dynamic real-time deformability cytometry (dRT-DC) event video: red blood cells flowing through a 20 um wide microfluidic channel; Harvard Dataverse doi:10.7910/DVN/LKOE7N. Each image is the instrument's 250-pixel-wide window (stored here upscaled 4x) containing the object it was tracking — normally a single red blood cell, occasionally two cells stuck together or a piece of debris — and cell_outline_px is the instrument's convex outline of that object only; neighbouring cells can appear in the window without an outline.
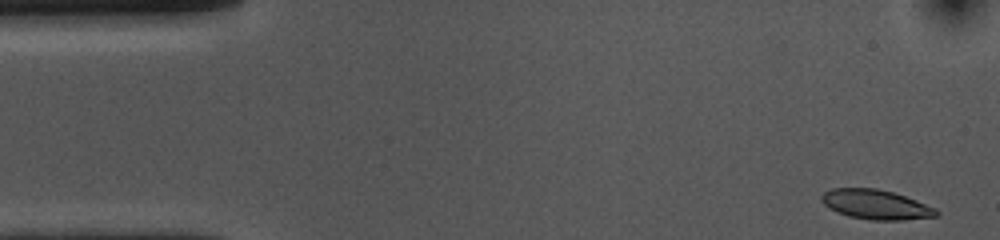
{"species": "common noctule bat (a hibernating species)", "species_latin": "Nyctalus noctula", "temperature_condition": "cold", "stored_images_in_passage": 48, "camera_frame_rate_fps": 3000, "um_per_image_px": 0.085, "animal": {"sex": "female", "body_mass_g": 10.0, "forearm_length_mm": 53.1}, "frame": {"image": 1, "passage_image": 1, "time_ms": 0.0, "image_size_px": [1000, 240], "cell_outline_px": [[940, 212], [936, 216], [904, 220], [872, 220], [848, 216], [836, 212], [828, 208], [820, 200], [820, 196], [824, 192], [832, 188], [876, 188], [892, 192], [916, 200], [936, 208]], "centroid_in_image_um": [74.42, 17.38], "position_along_channel_um": 10.6, "area_um2": 19.88}}
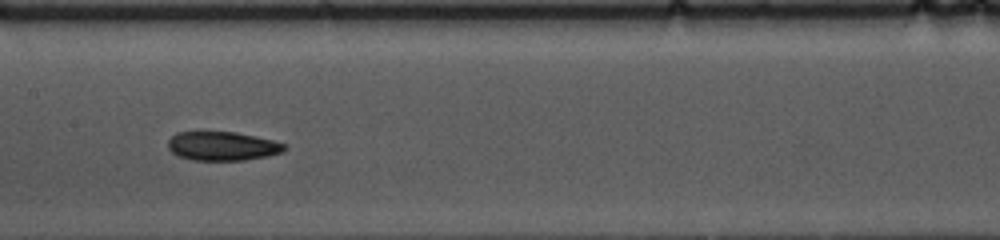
{"frame": {"image": 2, "passage_image": 24, "time_ms": 7.667, "image_size_px": [1000, 240], "cell_outline_px": [[288, 144], [280, 152], [268, 156], [244, 160], [192, 160], [176, 156], [168, 148], [168, 140], [176, 132], [236, 132], [272, 140]], "centroid_in_image_um": [18.87, 12.42], "position_along_channel_um": 188.5, "area_um2": 19.59}}
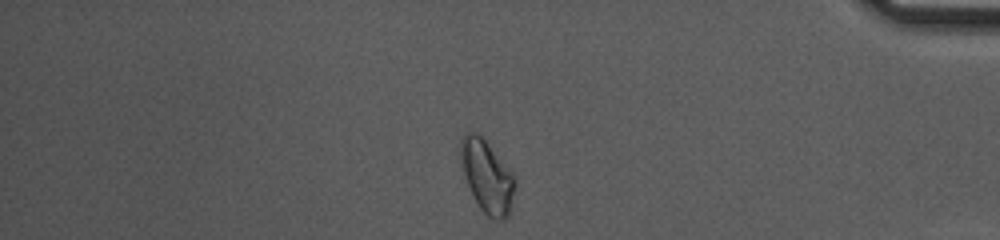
{"frame": {"image": 3, "passage_image": 44, "time_ms": 14.333, "image_size_px": [1000, 240], "cell_outline_px": [[516, 188], [512, 212], [504, 220], [492, 220], [480, 208], [468, 184], [464, 172], [460, 152], [460, 136], [464, 132], [476, 132], [484, 140], [516, 176]], "centroid_in_image_um": [41.45, 15.03], "position_along_channel_um": 393.7, "area_um2": 23.0}, "authors_computed_cell_mechanics": {"area_um2": 20.4323, "velocity_mm_per_s": 3.6174, "shape_relaxation_time_tau1_ms": 9.6902, "shape_relaxation_time_tau2_ms": null, "deformation_change_tau1": 0.1528, "deformation_change_tau2": null}}